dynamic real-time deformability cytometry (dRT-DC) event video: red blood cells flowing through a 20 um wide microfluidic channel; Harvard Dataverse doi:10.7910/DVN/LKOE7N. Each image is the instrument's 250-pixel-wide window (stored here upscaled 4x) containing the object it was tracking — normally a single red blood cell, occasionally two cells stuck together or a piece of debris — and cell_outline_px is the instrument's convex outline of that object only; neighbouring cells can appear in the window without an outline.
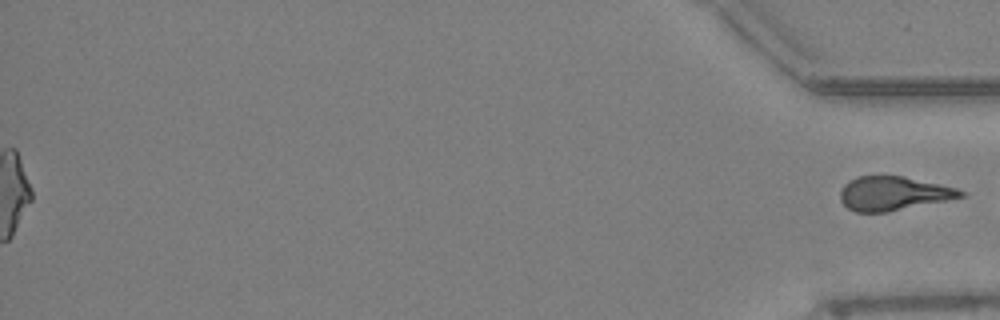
{"species": "Egyptian fruit bat (a non-hibernating species)", "species_latin": "Rousettus aegyptiacus", "temperature_condition": "warm", "stored_images_in_passage": 57, "segment_of_instrument_passage": [2, 2], "camera_frame_rate_fps": 3000, "um_per_image_px": 0.085, "animal": {"sex": "female"}, "frame": {"image": 1, "passage_image": 57, "time_ms": 18.667, "image_size_px": [1000, 320], "cell_outline_px": [[964, 196], [888, 212], [856, 212], [848, 208], [840, 200], [840, 192], [844, 184], [848, 180], [856, 176], [904, 176], [956, 188], [964, 192]], "centroid_in_image_um": [75.87, 16.44], "position_along_channel_um": 359.3, "area_um2": 23.58}}